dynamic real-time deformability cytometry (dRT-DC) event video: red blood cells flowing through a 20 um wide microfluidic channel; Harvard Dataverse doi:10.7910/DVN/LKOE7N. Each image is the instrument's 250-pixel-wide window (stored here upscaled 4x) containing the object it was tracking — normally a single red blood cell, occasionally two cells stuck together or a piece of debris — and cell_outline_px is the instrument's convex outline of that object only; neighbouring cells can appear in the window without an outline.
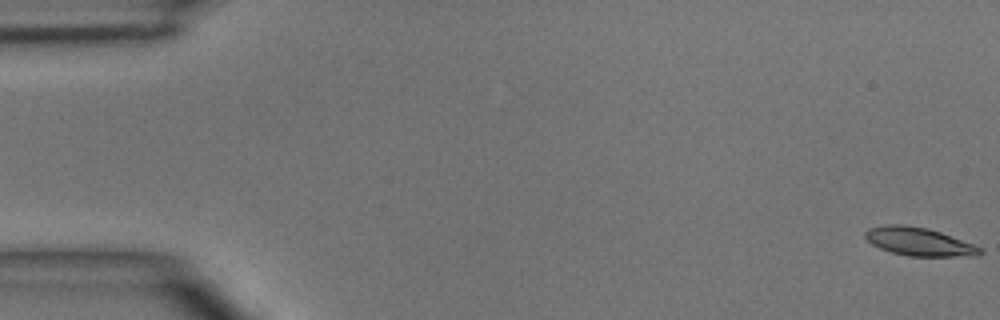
{"species": "common noctule bat (a hibernating species)", "species_latin": "Nyctalus noctula", "temperature_condition": "room temperature", "stored_images_in_passage": 5, "camera_frame_rate_fps": 3000, "um_per_image_px": 0.085, "animal": {"sex": "male", "body_mass_g": 15.6}, "frame": {"image": 1, "passage_image": 1, "time_ms": 0.0, "image_size_px": [1000, 320], "cell_outline_px": [[984, 252], [956, 256], [908, 256], [892, 252], [880, 248], [872, 244], [864, 236], [864, 232], [868, 228], [888, 224], [904, 224], [928, 228], [940, 232], [984, 248]], "centroid_in_image_um": [78.06, 20.52], "position_along_channel_um": 6.9, "area_um2": 18.67}}
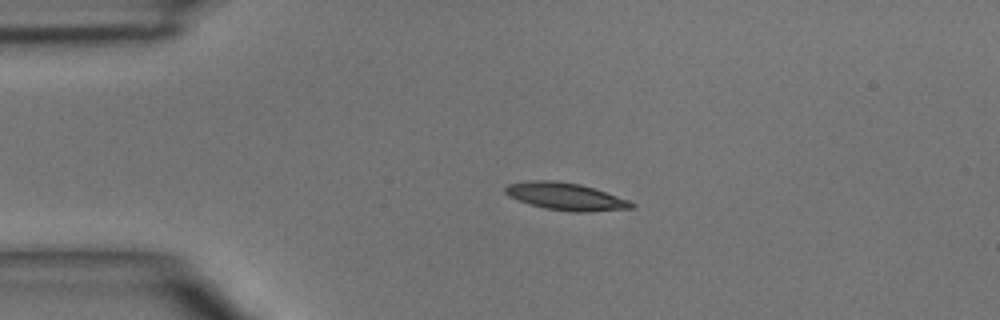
{"frame": {"image": 2, "passage_image": 4, "time_ms": 3.333, "image_size_px": [1000, 320], "cell_outline_px": [[636, 208], [588, 212], [572, 212], [544, 208], [508, 196], [504, 192], [504, 188], [508, 184], [528, 180], [552, 180], [580, 184], [628, 200], [636, 204]], "centroid_in_image_um": [48.08, 16.7], "position_along_channel_um": 36.9, "area_um2": 20.0}}